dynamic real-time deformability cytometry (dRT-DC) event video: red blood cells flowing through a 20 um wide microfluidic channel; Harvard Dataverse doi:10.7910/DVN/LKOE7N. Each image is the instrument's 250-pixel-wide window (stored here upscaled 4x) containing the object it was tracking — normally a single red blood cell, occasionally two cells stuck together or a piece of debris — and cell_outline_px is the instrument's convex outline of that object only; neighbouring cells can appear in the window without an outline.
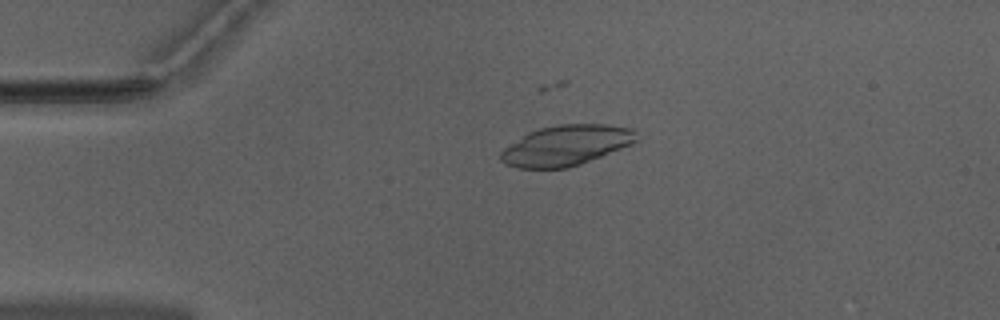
{"species": "Egyptian fruit bat (a non-hibernating species)", "species_latin": "Rousettus aegyptiacus", "temperature_condition": "warm", "stored_images_in_passage": 33, "camera_frame_rate_fps": 3000, "um_per_image_px": 0.085, "animal": {"sex": "male"}, "frame": {"image": 1, "passage_image": 12, "time_ms": 3.667, "image_size_px": [1000, 320], "cell_outline_px": [[636, 140], [632, 144], [580, 164], [568, 168], [516, 168], [504, 164], [500, 160], [500, 152], [504, 148], [528, 132], [540, 128], [556, 124], [604, 124], [632, 128], [636, 132]], "centroid_in_image_um": [48.09, 12.36], "position_along_channel_um": 36.9, "area_um2": 31.85}}